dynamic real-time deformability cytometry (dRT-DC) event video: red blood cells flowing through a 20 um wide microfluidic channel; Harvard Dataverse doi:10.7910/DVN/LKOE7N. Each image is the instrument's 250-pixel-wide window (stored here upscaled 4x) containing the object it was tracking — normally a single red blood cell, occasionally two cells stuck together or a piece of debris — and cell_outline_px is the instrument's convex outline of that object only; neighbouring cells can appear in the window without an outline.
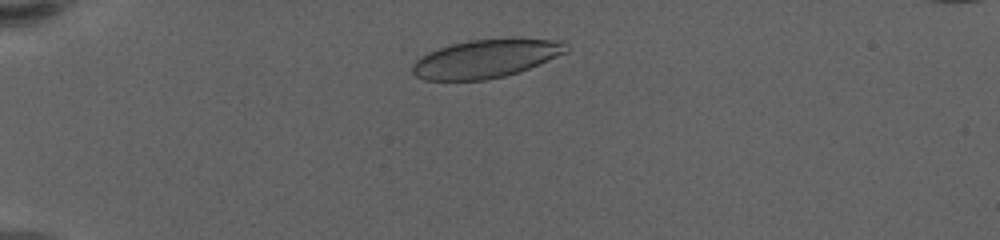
{"species": "human", "species_latin": "Homo sapiens", "temperature_condition": "warm", "stored_images_in_passage": 44, "camera_frame_rate_fps": 3000, "um_per_image_px": 0.085, "donor": {"sex": "female"}, "frame": {"image": 1, "passage_image": 7, "time_ms": 2.0, "image_size_px": [1000, 240], "cell_outline_px": [[568, 52], [520, 72], [504, 76], [484, 80], [424, 80], [416, 76], [412, 72], [412, 64], [416, 60], [428, 52], [452, 44], [472, 40], [512, 36], [564, 40], [568, 44]], "centroid_in_image_um": [41.39, 4.95], "position_along_channel_um": 43.6, "area_um2": 35.14}}
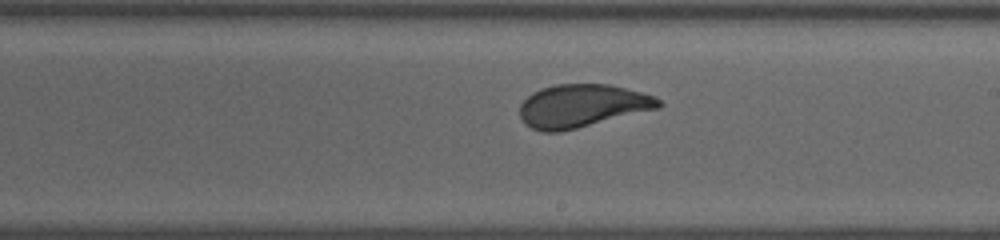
{"frame": {"image": 2, "passage_image": 28, "time_ms": 9.0, "image_size_px": [1000, 240], "cell_outline_px": [[664, 104], [660, 108], [560, 132], [540, 132], [524, 124], [520, 116], [520, 104], [532, 92], [540, 88], [556, 84], [608, 84], [656, 96]], "centroid_in_image_um": [49.46, 9.0], "position_along_channel_um": 239.5, "area_um2": 34.91}}
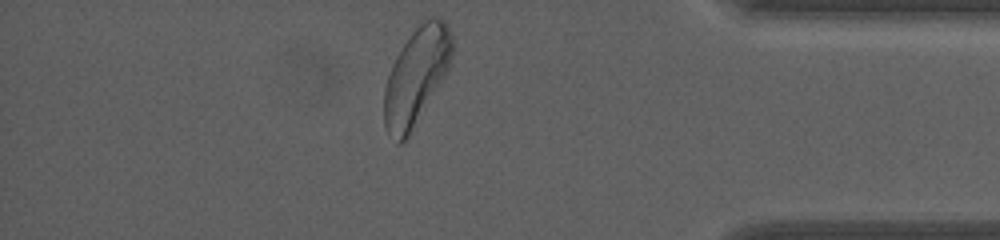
{"frame": {"image": 3, "passage_image": 44, "time_ms": 14.333, "image_size_px": [1000, 240], "cell_outline_px": [[452, 56], [448, 68], [440, 84], [408, 136], [400, 144], [396, 144], [384, 128], [384, 88], [392, 64], [396, 56], [412, 32], [424, 16], [440, 16], [444, 20], [452, 36]], "centroid_in_image_um": [35.37, 6.45], "position_along_channel_um": 399.8, "area_um2": 38.38}, "authors_computed_cell_mechanics": {"area_um2": 35.2002, "velocity_mm_per_s": 3.4481, "shape_relaxation_time_tau1_ms": 3.4106, "shape_relaxation_time_tau2_ms": null, "deformation_change_tau1": 0.1455, "deformation_change_tau2": null}}